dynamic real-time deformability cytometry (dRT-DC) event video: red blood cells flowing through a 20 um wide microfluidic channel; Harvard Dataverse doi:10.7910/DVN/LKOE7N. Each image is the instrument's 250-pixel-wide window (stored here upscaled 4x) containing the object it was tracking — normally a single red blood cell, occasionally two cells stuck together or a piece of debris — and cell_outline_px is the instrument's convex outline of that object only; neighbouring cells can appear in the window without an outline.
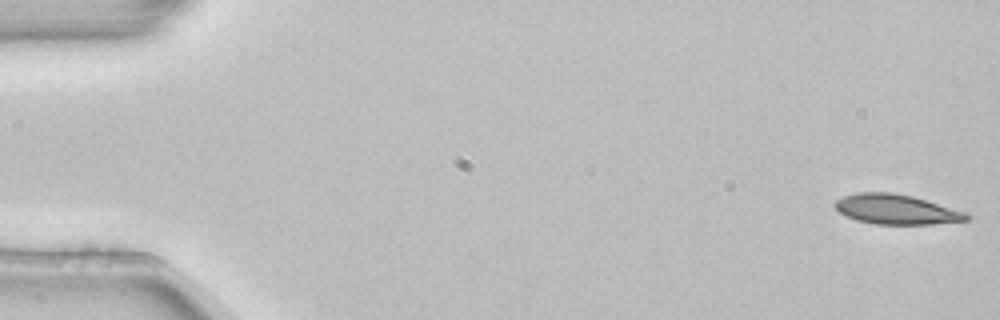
{"species": "common noctule bat (a hibernating species)", "species_latin": "Nyctalus noctula", "temperature_condition": "room temperature", "stored_images_in_passage": 4, "camera_frame_rate_fps": 3000, "um_per_image_px": 0.085, "animal": {"sex": "female", "body_mass_g": 22.7, "forearm_length_mm": 54.2}, "frame": {"image": 1, "passage_image": 1, "time_ms": 0.0, "image_size_px": [1000, 320], "cell_outline_px": [[972, 216], [968, 220], [932, 224], [876, 224], [856, 220], [840, 212], [832, 204], [836, 200], [844, 196], [856, 192], [892, 192], [912, 196], [968, 212]], "centroid_in_image_um": [76.21, 17.79], "position_along_channel_um": 8.8, "area_um2": 22.95}}
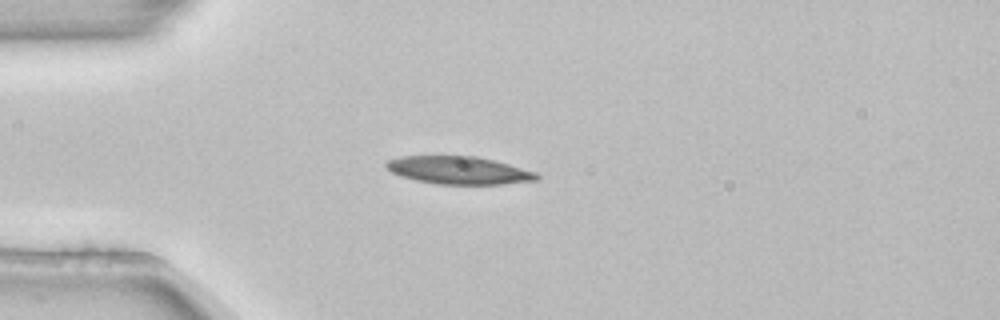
{"frame": {"image": 2, "passage_image": 4, "time_ms": 1.0, "image_size_px": [1000, 320], "cell_outline_px": [[540, 180], [500, 184], [436, 184], [416, 180], [400, 176], [392, 172], [384, 164], [388, 160], [400, 156], [476, 156], [508, 164], [536, 172], [540, 176]], "centroid_in_image_um": [39.0, 14.47], "position_along_channel_um": 46.0, "area_um2": 24.28}}